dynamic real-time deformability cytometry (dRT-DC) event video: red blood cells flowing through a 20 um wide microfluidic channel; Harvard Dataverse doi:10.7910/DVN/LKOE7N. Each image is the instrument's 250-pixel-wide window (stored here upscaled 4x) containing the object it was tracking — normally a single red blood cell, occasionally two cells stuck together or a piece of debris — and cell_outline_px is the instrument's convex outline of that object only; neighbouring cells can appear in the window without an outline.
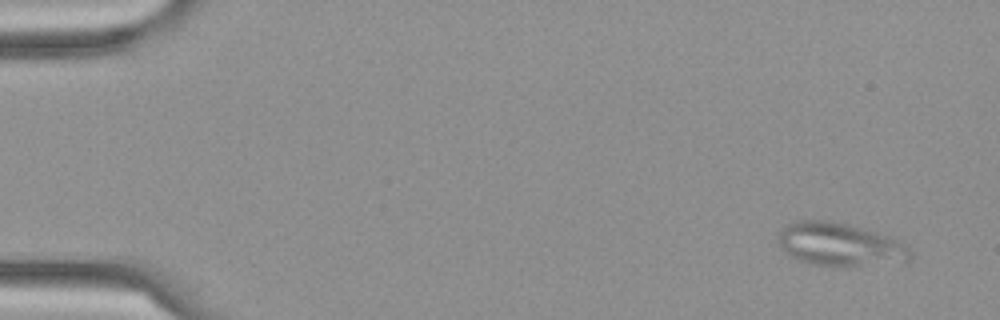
{"species": "Egyptian fruit bat (a non-hibernating species)", "species_latin": "Rousettus aegyptiacus", "temperature_condition": "cold", "stored_images_in_passage": 10, "camera_frame_rate_fps": 3000, "um_per_image_px": 0.085, "frame": {"image": 1, "passage_image": 1, "time_ms": 0.0, "image_size_px": [1000, 320], "cell_outline_px": [[912, 252], [908, 260], [904, 264], [848, 268], [812, 264], [788, 256], [780, 248], [780, 228], [784, 224], [796, 220], [828, 220], [848, 224], [876, 232], [888, 236], [908, 244]], "centroid_in_image_um": [71.46, 20.82], "position_along_channel_um": 13.5, "area_um2": 34.45}}